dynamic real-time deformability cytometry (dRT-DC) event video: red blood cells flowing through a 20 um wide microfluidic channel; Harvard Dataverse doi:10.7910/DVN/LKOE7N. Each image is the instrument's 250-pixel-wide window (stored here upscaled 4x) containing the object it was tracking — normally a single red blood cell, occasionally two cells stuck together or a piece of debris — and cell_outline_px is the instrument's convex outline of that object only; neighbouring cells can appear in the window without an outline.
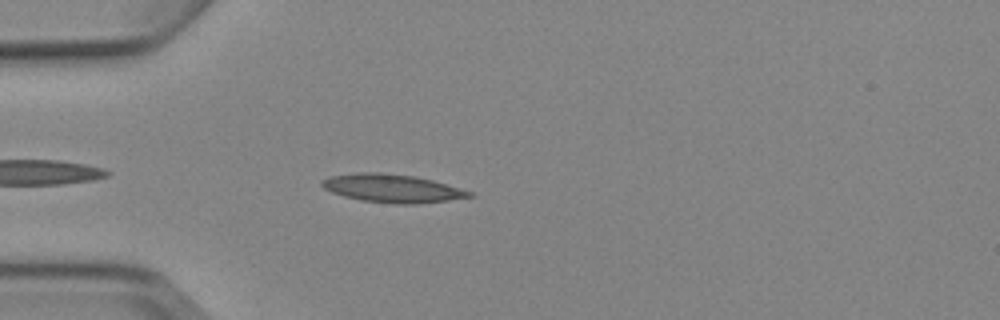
{"species": "Egyptian fruit bat (a non-hibernating species)", "species_latin": "Rousettus aegyptiacus", "temperature_condition": "cold", "stored_images_in_passage": 5, "camera_frame_rate_fps": 3000, "um_per_image_px": 0.085, "animal": {"sex": "female"}, "frame": {"image": 1, "passage_image": 5, "time_ms": 4.667, "image_size_px": [1000, 320], "cell_outline_px": [[476, 196], [448, 200], [416, 204], [396, 204], [360, 200], [344, 196], [332, 192], [324, 188], [320, 184], [320, 180], [328, 176], [356, 172], [380, 172], [416, 176], [432, 180], [460, 188], [472, 192]], "centroid_in_image_um": [33.31, 16.0], "position_along_channel_um": 51.7, "area_um2": 24.39}}